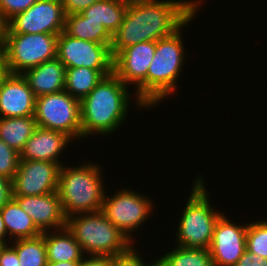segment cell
<instances>
[{
	"label": "cell",
	"instance_id": "cell-1",
	"mask_svg": "<svg viewBox=\"0 0 267 266\" xmlns=\"http://www.w3.org/2000/svg\"><path fill=\"white\" fill-rule=\"evenodd\" d=\"M202 0H136L128 2L124 20L112 35V57L140 42L166 38L180 29Z\"/></svg>",
	"mask_w": 267,
	"mask_h": 266
},
{
	"label": "cell",
	"instance_id": "cell-2",
	"mask_svg": "<svg viewBox=\"0 0 267 266\" xmlns=\"http://www.w3.org/2000/svg\"><path fill=\"white\" fill-rule=\"evenodd\" d=\"M128 89L112 72L80 101L82 138L97 133L106 136L122 126L131 104Z\"/></svg>",
	"mask_w": 267,
	"mask_h": 266
},
{
	"label": "cell",
	"instance_id": "cell-3",
	"mask_svg": "<svg viewBox=\"0 0 267 266\" xmlns=\"http://www.w3.org/2000/svg\"><path fill=\"white\" fill-rule=\"evenodd\" d=\"M61 166L58 194L66 218L101 211L105 189L100 165Z\"/></svg>",
	"mask_w": 267,
	"mask_h": 266
},
{
	"label": "cell",
	"instance_id": "cell-4",
	"mask_svg": "<svg viewBox=\"0 0 267 266\" xmlns=\"http://www.w3.org/2000/svg\"><path fill=\"white\" fill-rule=\"evenodd\" d=\"M194 17L195 14L172 35L155 42V54L147 71L148 109L176 91V81L186 61L181 31Z\"/></svg>",
	"mask_w": 267,
	"mask_h": 266
},
{
	"label": "cell",
	"instance_id": "cell-5",
	"mask_svg": "<svg viewBox=\"0 0 267 266\" xmlns=\"http://www.w3.org/2000/svg\"><path fill=\"white\" fill-rule=\"evenodd\" d=\"M75 215L67 218L66 227L87 256H114L135 244L101 211Z\"/></svg>",
	"mask_w": 267,
	"mask_h": 266
},
{
	"label": "cell",
	"instance_id": "cell-6",
	"mask_svg": "<svg viewBox=\"0 0 267 266\" xmlns=\"http://www.w3.org/2000/svg\"><path fill=\"white\" fill-rule=\"evenodd\" d=\"M198 177V178H197ZM177 227L176 246L188 249H208L218 219L223 215L210 205L205 181L197 176Z\"/></svg>",
	"mask_w": 267,
	"mask_h": 266
},
{
	"label": "cell",
	"instance_id": "cell-7",
	"mask_svg": "<svg viewBox=\"0 0 267 266\" xmlns=\"http://www.w3.org/2000/svg\"><path fill=\"white\" fill-rule=\"evenodd\" d=\"M59 34L6 33L2 49L9 74H22L46 61L56 58Z\"/></svg>",
	"mask_w": 267,
	"mask_h": 266
},
{
	"label": "cell",
	"instance_id": "cell-8",
	"mask_svg": "<svg viewBox=\"0 0 267 266\" xmlns=\"http://www.w3.org/2000/svg\"><path fill=\"white\" fill-rule=\"evenodd\" d=\"M34 117L37 127L82 138L80 100L65 90L36 97Z\"/></svg>",
	"mask_w": 267,
	"mask_h": 266
},
{
	"label": "cell",
	"instance_id": "cell-9",
	"mask_svg": "<svg viewBox=\"0 0 267 266\" xmlns=\"http://www.w3.org/2000/svg\"><path fill=\"white\" fill-rule=\"evenodd\" d=\"M106 193L103 197L101 212L130 240L135 241L131 234L148 219L154 208L153 201L144 194L136 193L131 189L127 190V188L123 190L121 188L112 197L107 196Z\"/></svg>",
	"mask_w": 267,
	"mask_h": 266
},
{
	"label": "cell",
	"instance_id": "cell-10",
	"mask_svg": "<svg viewBox=\"0 0 267 266\" xmlns=\"http://www.w3.org/2000/svg\"><path fill=\"white\" fill-rule=\"evenodd\" d=\"M155 54V42H140L113 57V73L127 86L134 84L136 104L147 108V71Z\"/></svg>",
	"mask_w": 267,
	"mask_h": 266
},
{
	"label": "cell",
	"instance_id": "cell-11",
	"mask_svg": "<svg viewBox=\"0 0 267 266\" xmlns=\"http://www.w3.org/2000/svg\"><path fill=\"white\" fill-rule=\"evenodd\" d=\"M110 46L111 44L73 38L62 31L57 38L56 57L65 68L113 70Z\"/></svg>",
	"mask_w": 267,
	"mask_h": 266
},
{
	"label": "cell",
	"instance_id": "cell-12",
	"mask_svg": "<svg viewBox=\"0 0 267 266\" xmlns=\"http://www.w3.org/2000/svg\"><path fill=\"white\" fill-rule=\"evenodd\" d=\"M65 16L60 0H38L7 21L6 33L60 34L64 31Z\"/></svg>",
	"mask_w": 267,
	"mask_h": 266
},
{
	"label": "cell",
	"instance_id": "cell-13",
	"mask_svg": "<svg viewBox=\"0 0 267 266\" xmlns=\"http://www.w3.org/2000/svg\"><path fill=\"white\" fill-rule=\"evenodd\" d=\"M61 165L41 160H20L12 180V196L44 195L58 191Z\"/></svg>",
	"mask_w": 267,
	"mask_h": 266
},
{
	"label": "cell",
	"instance_id": "cell-14",
	"mask_svg": "<svg viewBox=\"0 0 267 266\" xmlns=\"http://www.w3.org/2000/svg\"><path fill=\"white\" fill-rule=\"evenodd\" d=\"M230 221L223 213L216 223L208 248L215 266H235L246 250L247 224Z\"/></svg>",
	"mask_w": 267,
	"mask_h": 266
},
{
	"label": "cell",
	"instance_id": "cell-15",
	"mask_svg": "<svg viewBox=\"0 0 267 266\" xmlns=\"http://www.w3.org/2000/svg\"><path fill=\"white\" fill-rule=\"evenodd\" d=\"M32 218L41 231L59 230L66 227L67 218L62 210L58 191L44 195L12 196Z\"/></svg>",
	"mask_w": 267,
	"mask_h": 266
},
{
	"label": "cell",
	"instance_id": "cell-16",
	"mask_svg": "<svg viewBox=\"0 0 267 266\" xmlns=\"http://www.w3.org/2000/svg\"><path fill=\"white\" fill-rule=\"evenodd\" d=\"M36 96L21 74H9L0 85V118L35 114Z\"/></svg>",
	"mask_w": 267,
	"mask_h": 266
},
{
	"label": "cell",
	"instance_id": "cell-17",
	"mask_svg": "<svg viewBox=\"0 0 267 266\" xmlns=\"http://www.w3.org/2000/svg\"><path fill=\"white\" fill-rule=\"evenodd\" d=\"M70 140L64 133L37 127L20 152V160H41L62 166L60 155Z\"/></svg>",
	"mask_w": 267,
	"mask_h": 266
},
{
	"label": "cell",
	"instance_id": "cell-18",
	"mask_svg": "<svg viewBox=\"0 0 267 266\" xmlns=\"http://www.w3.org/2000/svg\"><path fill=\"white\" fill-rule=\"evenodd\" d=\"M65 70L63 63L56 57L24 71L21 75L28 83L33 94L38 97L63 91Z\"/></svg>",
	"mask_w": 267,
	"mask_h": 266
},
{
	"label": "cell",
	"instance_id": "cell-19",
	"mask_svg": "<svg viewBox=\"0 0 267 266\" xmlns=\"http://www.w3.org/2000/svg\"><path fill=\"white\" fill-rule=\"evenodd\" d=\"M53 231L44 232L47 262H81L85 254L67 227Z\"/></svg>",
	"mask_w": 267,
	"mask_h": 266
},
{
	"label": "cell",
	"instance_id": "cell-20",
	"mask_svg": "<svg viewBox=\"0 0 267 266\" xmlns=\"http://www.w3.org/2000/svg\"><path fill=\"white\" fill-rule=\"evenodd\" d=\"M0 211L7 231V237H10L11 241L34 238L42 234L33 223L32 218L19 206L13 197L2 206Z\"/></svg>",
	"mask_w": 267,
	"mask_h": 266
},
{
	"label": "cell",
	"instance_id": "cell-21",
	"mask_svg": "<svg viewBox=\"0 0 267 266\" xmlns=\"http://www.w3.org/2000/svg\"><path fill=\"white\" fill-rule=\"evenodd\" d=\"M128 1L99 0L81 12L89 21L102 23L106 30L113 35L124 20Z\"/></svg>",
	"mask_w": 267,
	"mask_h": 266
},
{
	"label": "cell",
	"instance_id": "cell-22",
	"mask_svg": "<svg viewBox=\"0 0 267 266\" xmlns=\"http://www.w3.org/2000/svg\"><path fill=\"white\" fill-rule=\"evenodd\" d=\"M113 70H95L86 67L66 68L65 87L72 97L82 100Z\"/></svg>",
	"mask_w": 267,
	"mask_h": 266
},
{
	"label": "cell",
	"instance_id": "cell-23",
	"mask_svg": "<svg viewBox=\"0 0 267 266\" xmlns=\"http://www.w3.org/2000/svg\"><path fill=\"white\" fill-rule=\"evenodd\" d=\"M64 32L77 39L93 41L99 44L112 43V35L103 24L89 21L82 13L65 16Z\"/></svg>",
	"mask_w": 267,
	"mask_h": 266
},
{
	"label": "cell",
	"instance_id": "cell-24",
	"mask_svg": "<svg viewBox=\"0 0 267 266\" xmlns=\"http://www.w3.org/2000/svg\"><path fill=\"white\" fill-rule=\"evenodd\" d=\"M36 128L34 115L0 118V139L20 153Z\"/></svg>",
	"mask_w": 267,
	"mask_h": 266
},
{
	"label": "cell",
	"instance_id": "cell-25",
	"mask_svg": "<svg viewBox=\"0 0 267 266\" xmlns=\"http://www.w3.org/2000/svg\"><path fill=\"white\" fill-rule=\"evenodd\" d=\"M159 266H215L208 249L176 246L158 259Z\"/></svg>",
	"mask_w": 267,
	"mask_h": 266
},
{
	"label": "cell",
	"instance_id": "cell-26",
	"mask_svg": "<svg viewBox=\"0 0 267 266\" xmlns=\"http://www.w3.org/2000/svg\"><path fill=\"white\" fill-rule=\"evenodd\" d=\"M11 246L17 252L20 266H47L44 232L34 238L14 240Z\"/></svg>",
	"mask_w": 267,
	"mask_h": 266
},
{
	"label": "cell",
	"instance_id": "cell-27",
	"mask_svg": "<svg viewBox=\"0 0 267 266\" xmlns=\"http://www.w3.org/2000/svg\"><path fill=\"white\" fill-rule=\"evenodd\" d=\"M246 250L267 259V220L247 223Z\"/></svg>",
	"mask_w": 267,
	"mask_h": 266
},
{
	"label": "cell",
	"instance_id": "cell-28",
	"mask_svg": "<svg viewBox=\"0 0 267 266\" xmlns=\"http://www.w3.org/2000/svg\"><path fill=\"white\" fill-rule=\"evenodd\" d=\"M20 153L0 139V175L13 180L18 170Z\"/></svg>",
	"mask_w": 267,
	"mask_h": 266
},
{
	"label": "cell",
	"instance_id": "cell-29",
	"mask_svg": "<svg viewBox=\"0 0 267 266\" xmlns=\"http://www.w3.org/2000/svg\"><path fill=\"white\" fill-rule=\"evenodd\" d=\"M143 260L133 245L126 252L112 256V266H159L158 259L151 263Z\"/></svg>",
	"mask_w": 267,
	"mask_h": 266
},
{
	"label": "cell",
	"instance_id": "cell-30",
	"mask_svg": "<svg viewBox=\"0 0 267 266\" xmlns=\"http://www.w3.org/2000/svg\"><path fill=\"white\" fill-rule=\"evenodd\" d=\"M38 0H0V13L8 21L14 15L26 11Z\"/></svg>",
	"mask_w": 267,
	"mask_h": 266
},
{
	"label": "cell",
	"instance_id": "cell-31",
	"mask_svg": "<svg viewBox=\"0 0 267 266\" xmlns=\"http://www.w3.org/2000/svg\"><path fill=\"white\" fill-rule=\"evenodd\" d=\"M60 1L63 5L65 14L68 15V14L81 13L99 0H60Z\"/></svg>",
	"mask_w": 267,
	"mask_h": 266
},
{
	"label": "cell",
	"instance_id": "cell-32",
	"mask_svg": "<svg viewBox=\"0 0 267 266\" xmlns=\"http://www.w3.org/2000/svg\"><path fill=\"white\" fill-rule=\"evenodd\" d=\"M0 266H20L17 252L10 244L0 252Z\"/></svg>",
	"mask_w": 267,
	"mask_h": 266
},
{
	"label": "cell",
	"instance_id": "cell-33",
	"mask_svg": "<svg viewBox=\"0 0 267 266\" xmlns=\"http://www.w3.org/2000/svg\"><path fill=\"white\" fill-rule=\"evenodd\" d=\"M235 266H267V259L245 250Z\"/></svg>",
	"mask_w": 267,
	"mask_h": 266
},
{
	"label": "cell",
	"instance_id": "cell-34",
	"mask_svg": "<svg viewBox=\"0 0 267 266\" xmlns=\"http://www.w3.org/2000/svg\"><path fill=\"white\" fill-rule=\"evenodd\" d=\"M84 256L79 266H112V256Z\"/></svg>",
	"mask_w": 267,
	"mask_h": 266
},
{
	"label": "cell",
	"instance_id": "cell-35",
	"mask_svg": "<svg viewBox=\"0 0 267 266\" xmlns=\"http://www.w3.org/2000/svg\"><path fill=\"white\" fill-rule=\"evenodd\" d=\"M12 198V181L0 175V209Z\"/></svg>",
	"mask_w": 267,
	"mask_h": 266
},
{
	"label": "cell",
	"instance_id": "cell-36",
	"mask_svg": "<svg viewBox=\"0 0 267 266\" xmlns=\"http://www.w3.org/2000/svg\"><path fill=\"white\" fill-rule=\"evenodd\" d=\"M6 32H7V21L0 13V51H2L5 44Z\"/></svg>",
	"mask_w": 267,
	"mask_h": 266
},
{
	"label": "cell",
	"instance_id": "cell-37",
	"mask_svg": "<svg viewBox=\"0 0 267 266\" xmlns=\"http://www.w3.org/2000/svg\"><path fill=\"white\" fill-rule=\"evenodd\" d=\"M5 236H7V231H6V228H5V225H4V221H3V218H2V214H1V211H0V243L5 244V245H9L11 242H10L9 238L5 237ZM6 238H8L7 239L8 241L5 240Z\"/></svg>",
	"mask_w": 267,
	"mask_h": 266
},
{
	"label": "cell",
	"instance_id": "cell-38",
	"mask_svg": "<svg viewBox=\"0 0 267 266\" xmlns=\"http://www.w3.org/2000/svg\"><path fill=\"white\" fill-rule=\"evenodd\" d=\"M8 75L7 66L5 63V58L3 52L0 51V85L3 79Z\"/></svg>",
	"mask_w": 267,
	"mask_h": 266
},
{
	"label": "cell",
	"instance_id": "cell-39",
	"mask_svg": "<svg viewBox=\"0 0 267 266\" xmlns=\"http://www.w3.org/2000/svg\"><path fill=\"white\" fill-rule=\"evenodd\" d=\"M80 262H47V266H79Z\"/></svg>",
	"mask_w": 267,
	"mask_h": 266
},
{
	"label": "cell",
	"instance_id": "cell-40",
	"mask_svg": "<svg viewBox=\"0 0 267 266\" xmlns=\"http://www.w3.org/2000/svg\"><path fill=\"white\" fill-rule=\"evenodd\" d=\"M4 246H5V244L0 243V252L3 249Z\"/></svg>",
	"mask_w": 267,
	"mask_h": 266
}]
</instances>
